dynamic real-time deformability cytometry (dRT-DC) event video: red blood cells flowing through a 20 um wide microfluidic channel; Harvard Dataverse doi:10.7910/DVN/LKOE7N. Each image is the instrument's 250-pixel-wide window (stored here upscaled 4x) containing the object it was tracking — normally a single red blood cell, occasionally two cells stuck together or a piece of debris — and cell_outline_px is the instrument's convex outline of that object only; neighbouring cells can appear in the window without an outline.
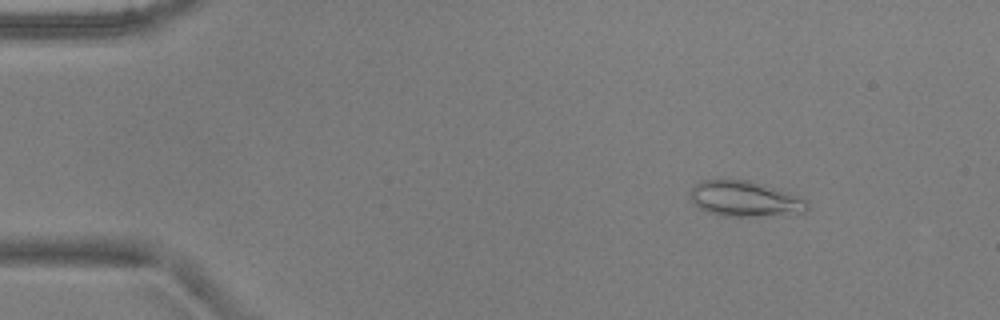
{"species": "common noctule bat (a hibernating species)", "species_latin": "Nyctalus noctula", "temperature_condition": "warm", "stored_images_in_passage": 5, "camera_frame_rate_fps": 3000, "um_per_image_px": 0.085, "animal": {"sex": "male", "body_mass_g": 17.9, "forearm_length_mm": 54.2}, "frame": {"image": 1, "passage_image": 1, "time_ms": 0.0, "image_size_px": [1000, 320], "cell_outline_px": [[808, 208], [804, 212], [760, 216], [724, 216], [708, 212], [700, 208], [688, 196], [688, 192], [696, 184], [704, 180], [716, 176], [752, 180], [788, 192], [808, 200]], "centroid_in_image_um": [63.26, 16.85], "position_along_channel_um": 21.7, "area_um2": 24.85}}